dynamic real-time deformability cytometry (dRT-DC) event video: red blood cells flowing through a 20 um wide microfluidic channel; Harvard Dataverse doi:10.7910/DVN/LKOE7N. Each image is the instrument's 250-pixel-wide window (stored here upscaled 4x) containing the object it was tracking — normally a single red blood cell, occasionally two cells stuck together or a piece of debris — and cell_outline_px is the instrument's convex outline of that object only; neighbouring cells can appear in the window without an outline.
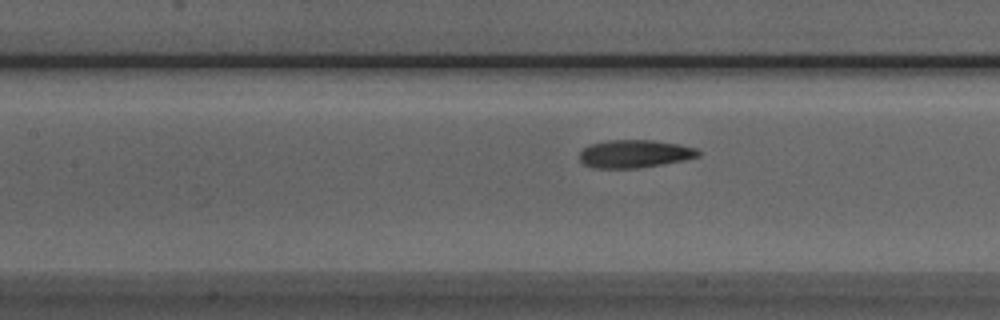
{"species": "Egyptian fruit bat (a non-hibernating species)", "species_latin": "Rousettus aegyptiacus", "temperature_condition": "room temperature", "stored_images_in_passage": 9, "segment_of_instrument_passage": [2, 2], "camera_frame_rate_fps": 3000, "um_per_image_px": 0.085, "animal": {"sex": "male"}, "frame": {"image": 1, "passage_image": 9, "time_ms": 10.333, "image_size_px": [1000, 320], "cell_outline_px": [[700, 156], [684, 160], [664, 164], [636, 168], [592, 168], [584, 164], [580, 160], [580, 152], [588, 144], [608, 140], [652, 140], [680, 144], [696, 148], [700, 152]], "centroid_in_image_um": [53.94, 13.07], "position_along_channel_um": 153.5, "area_um2": 19.42}}